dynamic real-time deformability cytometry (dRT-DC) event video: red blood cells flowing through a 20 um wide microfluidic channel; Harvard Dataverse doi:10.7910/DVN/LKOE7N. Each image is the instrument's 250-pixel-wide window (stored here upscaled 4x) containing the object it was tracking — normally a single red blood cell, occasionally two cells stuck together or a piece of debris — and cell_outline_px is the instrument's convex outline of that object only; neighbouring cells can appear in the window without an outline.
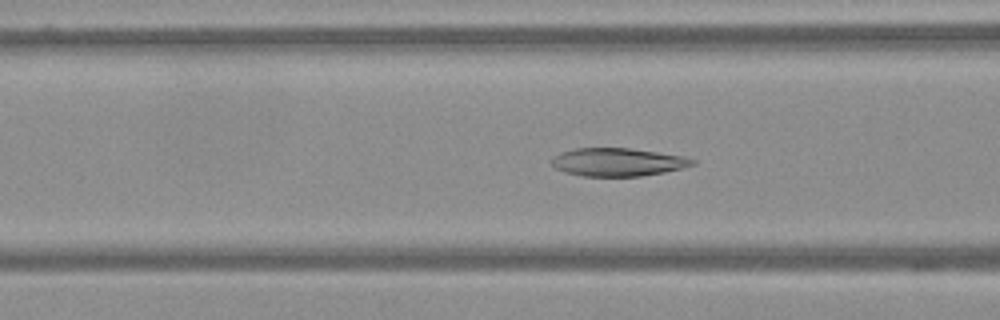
{"species": "Egyptian fruit bat (a non-hibernating species)", "species_latin": "Rousettus aegyptiacus", "temperature_condition": "warm", "stored_images_in_passage": 62, "camera_frame_rate_fps": 3000, "um_per_image_px": 0.085, "frame": {"image": 1, "passage_image": 25, "time_ms": 8.0, "image_size_px": [1000, 320], "cell_outline_px": [[696, 164], [664, 172], [640, 176], [584, 176], [564, 172], [556, 168], [548, 160], [552, 156], [560, 152], [576, 148], [632, 148], [684, 156], [696, 160]], "centroid_in_image_um": [52.47, 13.77], "position_along_channel_um": 114.1, "area_um2": 23.18}}
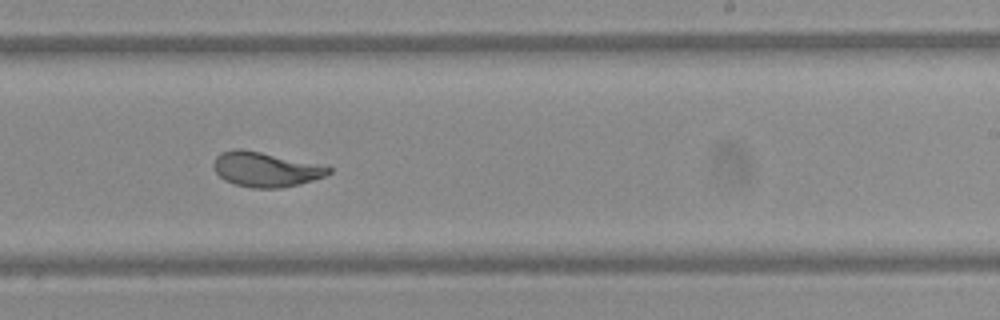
{"frame": {"image": 2, "passage_image": 39, "time_ms": 12.667, "image_size_px": [1000, 320], "cell_outline_px": [[332, 172], [324, 176], [300, 184], [280, 188], [252, 188], [236, 184], [224, 180], [212, 168], [212, 164], [216, 156], [220, 152], [236, 148], [240, 148], [260, 152], [332, 168]], "centroid_in_image_um": [22.5, 14.4], "position_along_channel_um": 266.5, "area_um2": 22.95}}
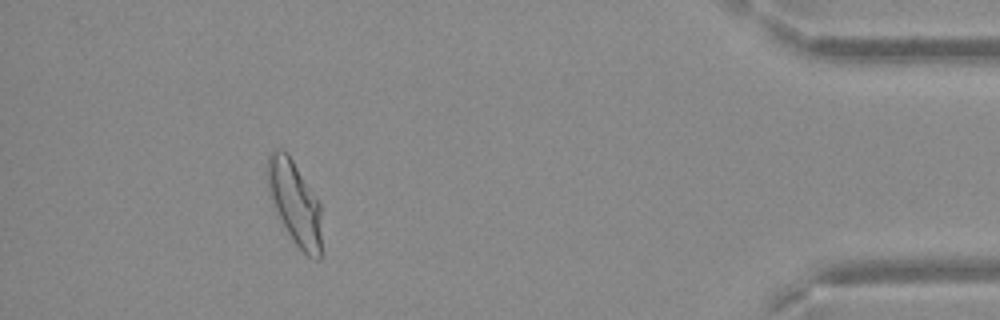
{"frame": {"image": 3, "passage_image": 57, "time_ms": 18.667, "image_size_px": [1000, 320], "cell_outline_px": [[320, 260], [316, 260], [308, 256], [292, 240], [272, 204], [268, 188], [268, 152], [276, 148], [280, 148], [288, 152], [320, 204]], "centroid_in_image_um": [25.03, 17.2], "position_along_channel_um": 410.2, "area_um2": 26.07}}